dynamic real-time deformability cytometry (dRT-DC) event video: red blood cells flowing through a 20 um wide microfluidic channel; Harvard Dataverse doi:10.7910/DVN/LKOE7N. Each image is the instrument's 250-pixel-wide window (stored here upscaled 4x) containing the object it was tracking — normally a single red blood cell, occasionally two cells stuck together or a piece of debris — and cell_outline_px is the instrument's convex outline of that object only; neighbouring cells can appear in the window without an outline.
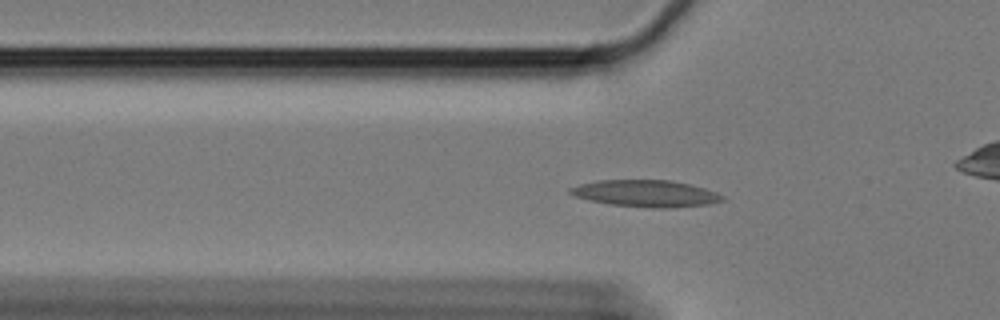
{"species": "Egyptian fruit bat (a non-hibernating species)", "species_latin": "Rousettus aegyptiacus", "temperature_condition": "cold", "stored_images_in_passage": 60, "camera_frame_rate_fps": 3000, "um_per_image_px": 0.085, "animal": {"sex": "female"}, "frame": {"image": 1, "passage_image": 19, "time_ms": 6.0, "image_size_px": [1000, 320], "cell_outline_px": [[724, 200], [708, 204], [668, 208], [652, 208], [612, 204], [588, 200], [576, 196], [568, 192], [568, 188], [580, 184], [600, 180], [672, 180], [704, 188], [716, 192], [724, 196]], "centroid_in_image_um": [54.89, 16.44], "position_along_channel_um": 70.9, "area_um2": 23.58}}
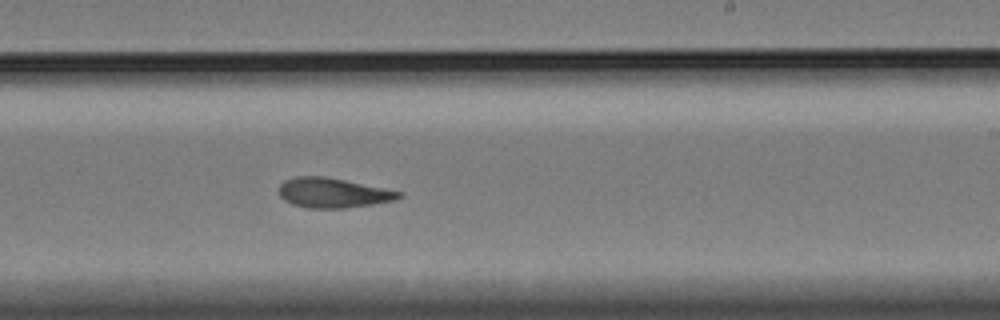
{"frame": {"image": 2, "passage_image": 36, "time_ms": 11.667, "image_size_px": [1000, 320], "cell_outline_px": [[404, 196], [392, 200], [372, 204], [344, 208], [308, 208], [292, 204], [284, 200], [280, 196], [280, 184], [284, 180], [296, 176], [324, 176], [404, 192]], "centroid_in_image_um": [28.29, 16.39], "position_along_channel_um": 260.7, "area_um2": 20.69}}
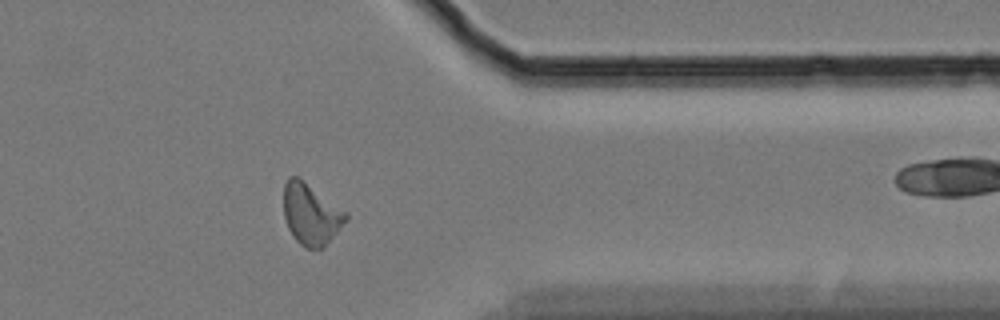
{"frame": {"image": 3, "passage_image": 48, "time_ms": 15.667, "image_size_px": [1000, 320], "cell_outline_px": [[348, 220], [324, 248], [304, 248], [296, 240], [288, 228], [284, 216], [284, 184], [288, 176], [296, 176], [348, 212]], "centroid_in_image_um": [26.45, 18.22], "position_along_channel_um": 385.0, "area_um2": 22.2}, "authors_computed_cell_mechanics": {"area_um2": 21.2126, "velocity_mm_per_s": 3.3414, "shape_relaxation_time_tau1_ms": null, "shape_relaxation_time_tau2_ms": 6.5261, "deformation_change_tau1": null, "deformation_change_tau2": 0.1496}}